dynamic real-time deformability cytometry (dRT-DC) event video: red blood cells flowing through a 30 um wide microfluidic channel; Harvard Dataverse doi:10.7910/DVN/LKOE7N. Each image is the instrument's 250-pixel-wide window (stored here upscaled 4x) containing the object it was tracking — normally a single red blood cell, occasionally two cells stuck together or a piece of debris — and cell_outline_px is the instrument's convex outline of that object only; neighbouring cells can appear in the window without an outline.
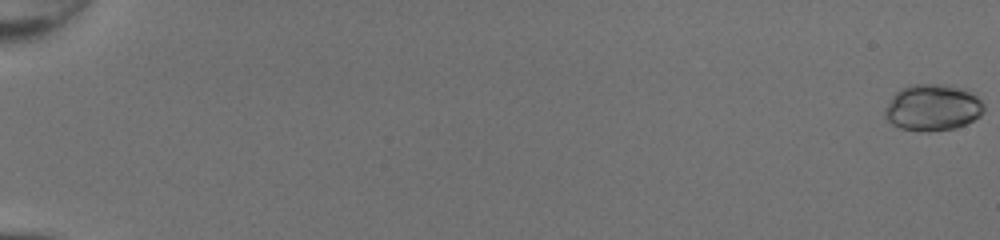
{"species": "common noctule bat (a hibernating species)", "species_latin": "Nyctalus noctula", "temperature_condition": "room temperature", "stored_images_in_passage": 51, "camera_frame_rate_fps": 3000, "um_per_image_px": 0.085, "animal": {"sex": "female", "body_mass_g": 20.0, "forearm_length_mm": 54.0}, "frame": {"image": 1, "passage_image": 1, "time_ms": 0.0, "image_size_px": [1000, 240], "cell_outline_px": [[984, 112], [980, 116], [956, 128], [928, 132], [920, 132], [900, 128], [892, 124], [884, 116], [884, 108], [892, 96], [900, 88], [912, 84], [948, 84], [968, 88], [984, 104]], "centroid_in_image_um": [79.27, 9.13], "position_along_channel_um": 5.7, "area_um2": 27.34}}
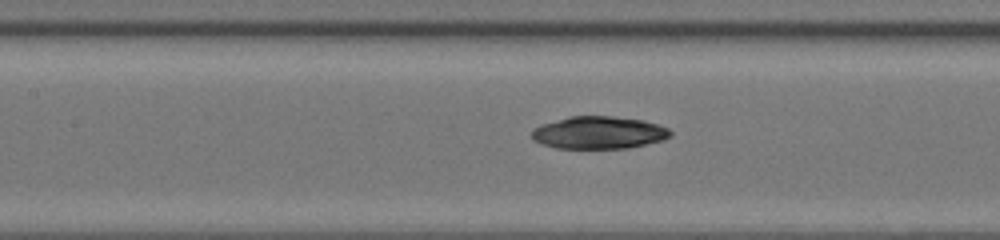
{"frame": {"image": 2, "passage_image": 27, "time_ms": 8.667, "image_size_px": [1000, 240], "cell_outline_px": [[672, 136], [664, 140], [628, 148], [556, 148], [540, 144], [532, 140], [532, 128], [540, 124], [572, 116], [612, 116], [644, 120], [660, 124], [668, 128], [672, 132]], "centroid_in_image_um": [50.91, 11.27], "position_along_channel_um": 156.5, "area_um2": 26.53}}
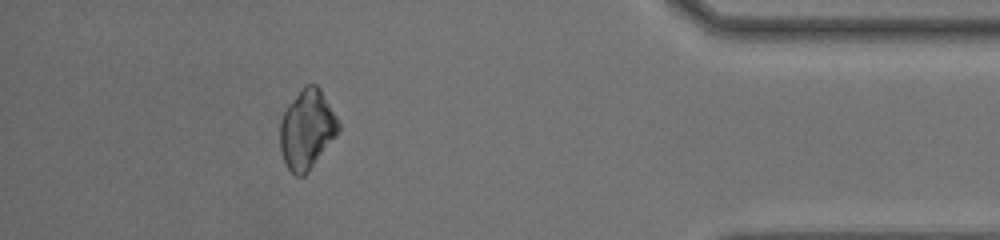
{"frame": {"image": 3, "passage_image": 47, "time_ms": 15.333, "image_size_px": [1000, 240], "cell_outline_px": [[340, 128], [336, 136], [308, 172], [304, 176], [296, 176], [288, 168], [284, 160], [280, 148], [276, 112], [304, 84], [316, 84], [320, 88], [336, 116], [340, 124]], "centroid_in_image_um": [25.99, 10.92], "position_along_channel_um": 409.2, "area_um2": 28.21}}